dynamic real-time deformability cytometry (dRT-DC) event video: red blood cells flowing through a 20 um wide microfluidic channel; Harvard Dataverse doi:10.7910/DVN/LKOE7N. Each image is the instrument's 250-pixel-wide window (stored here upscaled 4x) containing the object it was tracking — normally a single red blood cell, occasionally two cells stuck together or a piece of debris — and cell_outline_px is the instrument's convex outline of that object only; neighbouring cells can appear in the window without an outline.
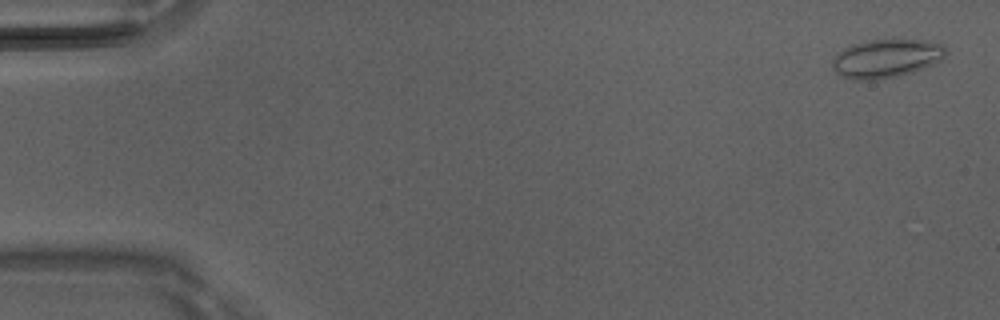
{"species": "Egyptian fruit bat (a non-hibernating species)", "species_latin": "Rousettus aegyptiacus", "temperature_condition": "room temperature", "stored_images_in_passage": 6, "camera_frame_rate_fps": 3000, "um_per_image_px": 0.085, "animal": {"sex": "male"}, "frame": {"image": 1, "passage_image": 1, "time_ms": 0.0, "image_size_px": [1000, 320], "cell_outline_px": [[944, 56], [940, 60], [932, 64], [912, 72], [896, 76], [876, 80], [852, 80], [844, 76], [832, 68], [832, 60], [844, 48], [852, 44], [872, 40], [928, 40], [944, 44]], "centroid_in_image_um": [75.33, 4.96], "position_along_channel_um": 9.7, "area_um2": 25.09}}